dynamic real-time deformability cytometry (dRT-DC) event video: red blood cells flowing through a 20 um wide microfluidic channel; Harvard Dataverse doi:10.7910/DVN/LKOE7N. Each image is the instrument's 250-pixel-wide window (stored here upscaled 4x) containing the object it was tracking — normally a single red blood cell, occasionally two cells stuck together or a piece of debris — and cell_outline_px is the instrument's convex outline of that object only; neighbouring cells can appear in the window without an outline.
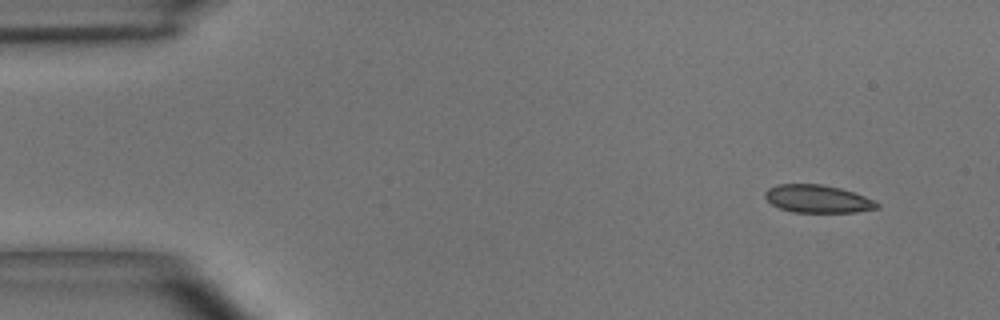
{"species": "common noctule bat (a hibernating species)", "species_latin": "Nyctalus noctula", "temperature_condition": "room temperature", "stored_images_in_passage": 5, "segment_of_instrument_passage": [1, 2], "camera_frame_rate_fps": 3000, "um_per_image_px": 0.085, "animal": {"sex": "male", "body_mass_g": 15.6}, "frame": {"image": 1, "passage_image": 1, "time_ms": 0.0, "image_size_px": [1000, 320], "cell_outline_px": [[880, 208], [856, 212], [792, 212], [780, 208], [772, 204], [764, 196], [764, 192], [768, 188], [776, 184], [820, 184], [840, 188], [876, 200], [880, 204]], "centroid_in_image_um": [69.51, 16.9], "position_along_channel_um": 15.5, "area_um2": 18.21}}
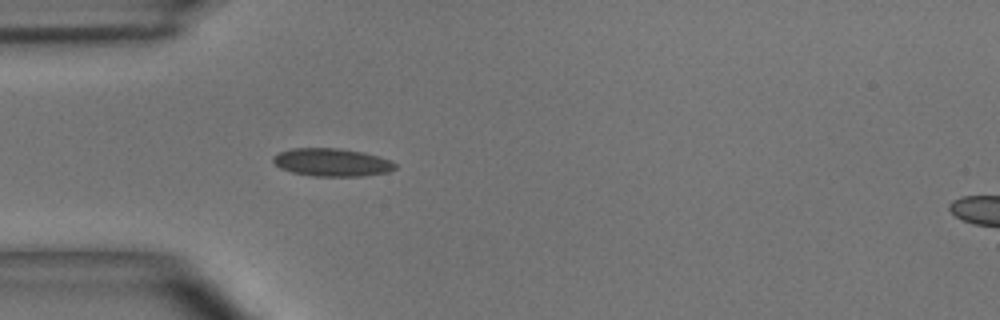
{"frame": {"image": 2, "passage_image": 4, "time_ms": 1.0, "image_size_px": [1000, 320], "cell_outline_px": [[396, 168], [388, 172], [364, 176], [312, 176], [292, 172], [280, 168], [272, 160], [272, 156], [280, 152], [292, 148], [336, 148], [364, 152], [388, 160], [396, 164]], "centroid_in_image_um": [28.18, 13.8], "position_along_channel_um": 56.8, "area_um2": 19.77}}